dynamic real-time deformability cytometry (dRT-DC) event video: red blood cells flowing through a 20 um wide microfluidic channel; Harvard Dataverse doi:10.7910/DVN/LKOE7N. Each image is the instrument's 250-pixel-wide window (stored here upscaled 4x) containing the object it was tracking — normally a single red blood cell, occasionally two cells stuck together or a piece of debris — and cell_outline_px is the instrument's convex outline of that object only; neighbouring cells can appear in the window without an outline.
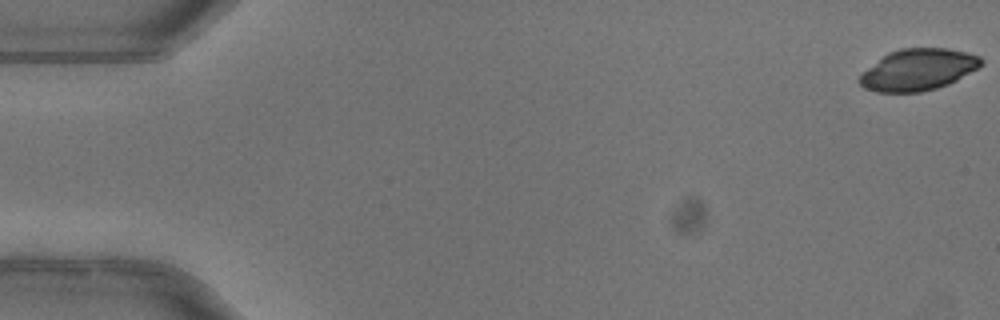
{"species": "common noctule bat (a hibernating species)", "species_latin": "Nyctalus noctula", "temperature_condition": "warm", "stored_images_in_passage": 52, "camera_frame_rate_fps": 3000, "um_per_image_px": 0.085, "animal": {"sex": "female"}, "frame": {"image": 1, "passage_image": 1, "time_ms": 0.0, "image_size_px": [1000, 320], "cell_outline_px": [[984, 64], [956, 80], [948, 84], [936, 88], [920, 92], [876, 92], [864, 88], [856, 80], [868, 68], [888, 52], [900, 48], [948, 48], [980, 56], [984, 60]], "centroid_in_image_um": [78.04, 5.92], "position_along_channel_um": 7.0, "area_um2": 29.3}}
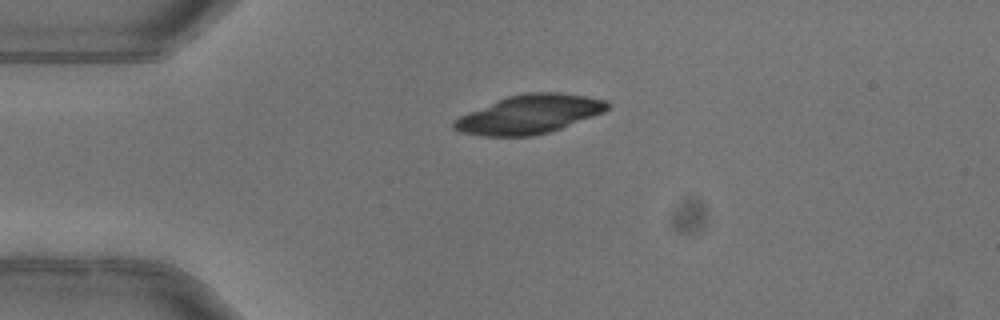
{"frame": {"image": 2, "passage_image": 13, "time_ms": 4.0, "image_size_px": [1000, 320], "cell_outline_px": [[608, 108], [604, 112], [560, 128], [548, 132], [532, 136], [484, 136], [460, 132], [452, 128], [452, 120], [468, 112], [508, 96], [524, 92], [560, 92], [584, 96], [604, 100], [608, 104]], "centroid_in_image_um": [44.94, 9.72], "position_along_channel_um": 40.1, "area_um2": 34.33}}